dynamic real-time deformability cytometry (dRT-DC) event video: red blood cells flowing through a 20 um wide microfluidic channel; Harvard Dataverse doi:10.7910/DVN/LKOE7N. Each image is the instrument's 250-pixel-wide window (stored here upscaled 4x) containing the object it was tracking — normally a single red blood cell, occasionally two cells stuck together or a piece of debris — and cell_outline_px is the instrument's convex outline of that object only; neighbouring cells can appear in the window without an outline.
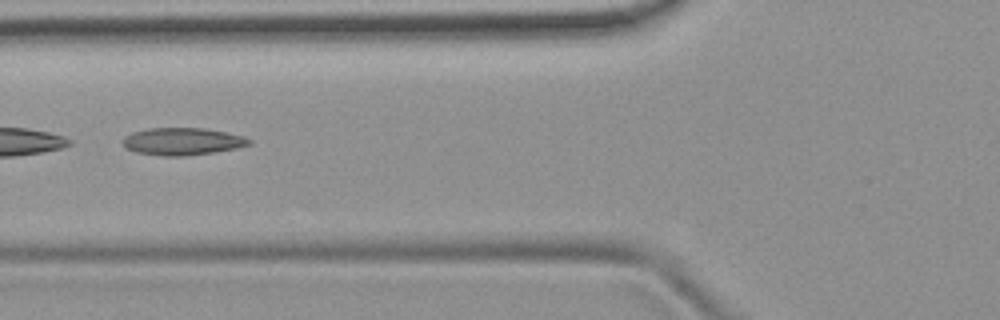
{"species": "common noctule bat (a hibernating species)", "species_latin": "Nyctalus noctula", "temperature_condition": "room temperature", "stored_images_in_passage": 5, "camera_frame_rate_fps": 3000, "um_per_image_px": 0.085, "animal": {"sex": "female", "body_mass_g": 19.9}, "frame": {"image": 1, "passage_image": 5, "time_ms": 4.667, "image_size_px": [1000, 320], "cell_outline_px": [[252, 144], [236, 148], [212, 152], [184, 156], [164, 156], [136, 152], [128, 148], [124, 144], [124, 136], [132, 132], [148, 128], [204, 128], [228, 132], [244, 136], [252, 140]], "centroid_in_image_um": [15.55, 12.01], "position_along_channel_um": 110.3, "area_um2": 20.06}}